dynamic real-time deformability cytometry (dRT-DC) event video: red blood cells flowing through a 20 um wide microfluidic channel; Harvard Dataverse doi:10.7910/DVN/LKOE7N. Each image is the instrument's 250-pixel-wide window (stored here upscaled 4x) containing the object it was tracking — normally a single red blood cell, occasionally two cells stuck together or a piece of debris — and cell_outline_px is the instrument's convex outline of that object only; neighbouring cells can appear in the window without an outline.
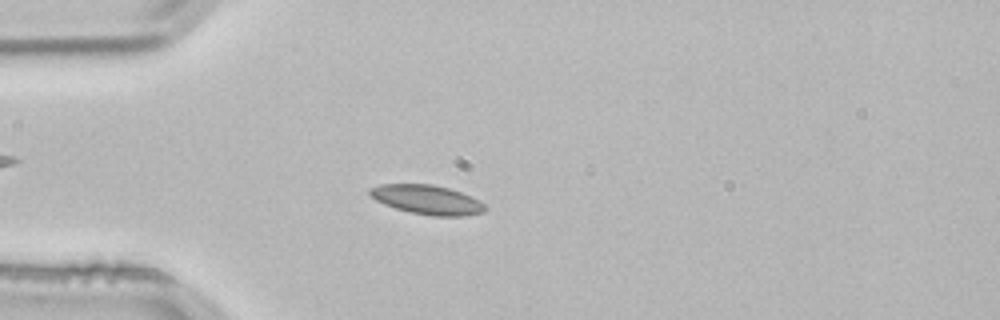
{"species": "common noctule bat (a hibernating species)", "species_latin": "Nyctalus noctula", "temperature_condition": "room temperature", "stored_images_in_passage": 53, "camera_frame_rate_fps": 3000, "um_per_image_px": 0.085, "animal": {"sex": "male", "body_mass_g": 21.5, "forearm_length_mm": 52.0}, "frame": {"image": 1, "passage_image": 14, "time_ms": 4.333, "image_size_px": [1000, 320], "cell_outline_px": [[488, 208], [484, 212], [464, 216], [432, 216], [408, 212], [384, 204], [376, 200], [368, 192], [368, 188], [380, 184], [432, 184], [448, 188], [472, 196], [480, 200]], "centroid_in_image_um": [36.32, 16.98], "position_along_channel_um": 48.7, "area_um2": 19.83}}
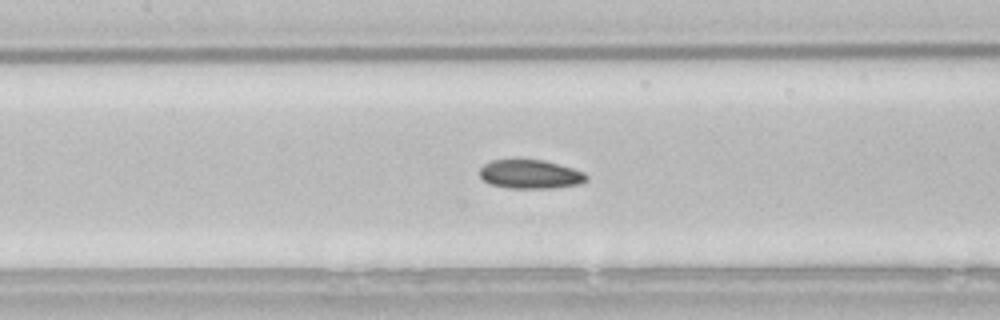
{"frame": {"image": 2, "passage_image": 24, "time_ms": 7.667, "image_size_px": [1000, 320], "cell_outline_px": [[588, 180], [580, 184], [552, 188], [508, 188], [488, 184], [480, 176], [480, 168], [484, 164], [492, 160], [544, 160], [560, 164], [584, 172], [588, 176]], "centroid_in_image_um": [45.09, 14.82], "position_along_channel_um": 162.3, "area_um2": 18.03}}
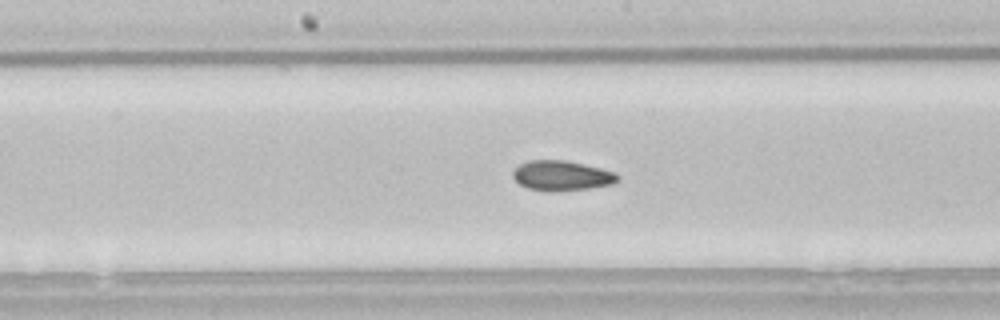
{"frame": {"image": 3, "passage_image": 27, "time_ms": 8.667, "image_size_px": [1000, 320], "cell_outline_px": [[620, 180], [612, 184], [588, 188], [556, 192], [548, 192], [528, 188], [520, 184], [512, 176], [512, 172], [520, 164], [528, 160], [564, 160], [584, 164], [600, 168], [612, 172], [620, 176]], "centroid_in_image_um": [47.73, 14.94], "position_along_channel_um": 200.5, "area_um2": 18.32}, "authors_computed_cell_mechanics": {"area_um2": 18.3804, "velocity_mm_per_s": 3.8103, "shape_relaxation_time_tau1_ms": 6.6011, "shape_relaxation_time_tau2_ms": 3.569, "deformation_change_tau1": 0.1169, "deformation_change_tau2": 0.0769}}